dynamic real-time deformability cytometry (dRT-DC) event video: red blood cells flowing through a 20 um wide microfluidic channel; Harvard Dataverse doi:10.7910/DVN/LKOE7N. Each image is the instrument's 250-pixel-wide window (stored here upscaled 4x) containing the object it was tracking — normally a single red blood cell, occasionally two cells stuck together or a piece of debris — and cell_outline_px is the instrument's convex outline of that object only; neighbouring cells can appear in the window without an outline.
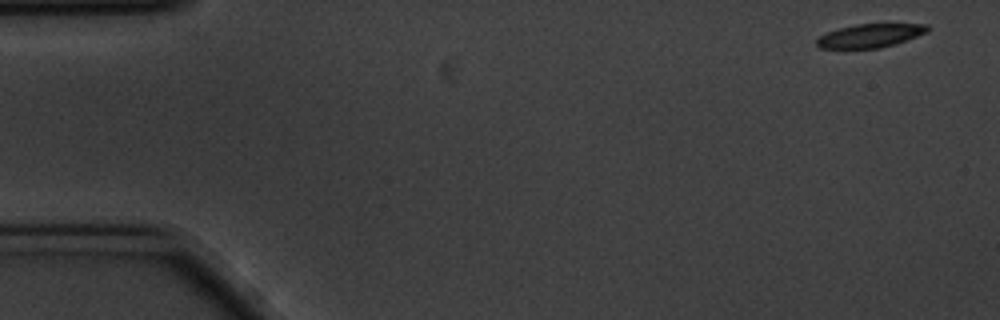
{"species": "common noctule bat (a hibernating species)", "species_latin": "Nyctalus noctula", "temperature_condition": "cold", "stored_images_in_passage": 56, "camera_frame_rate_fps": 3000, "um_per_image_px": 0.085, "animal": {"sex": "male", "body_mass_g": 20.1, "forearm_length_mm": 53.5}, "frame": {"image": 1, "passage_image": 1, "time_ms": 0.0, "image_size_px": [1000, 320], "cell_outline_px": [[928, 32], [880, 48], [820, 48], [816, 44], [816, 40], [820, 36], [828, 32], [840, 28], [856, 24], [928, 24]], "centroid_in_image_um": [73.94, 3.03], "position_along_channel_um": 11.1, "area_um2": 14.85}}
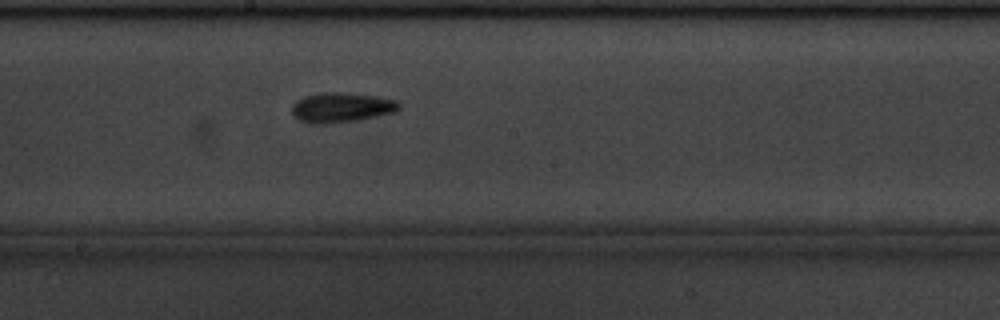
{"frame": {"image": 2, "passage_image": 29, "time_ms": 9.333, "image_size_px": [1000, 320], "cell_outline_px": [[400, 108], [396, 112], [356, 120], [328, 124], [308, 124], [292, 116], [292, 104], [296, 100], [304, 96], [320, 92], [344, 92], [376, 96], [396, 100], [400, 104]], "centroid_in_image_um": [28.98, 9.13], "position_along_channel_um": 219.2, "area_um2": 18.9}}
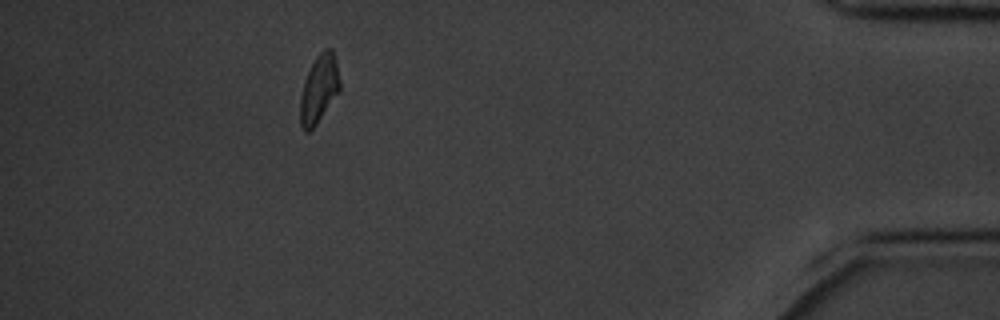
{"frame": {"image": 3, "passage_image": 50, "time_ms": 16.333, "image_size_px": [1000, 320], "cell_outline_px": [[340, 88], [316, 124], [308, 132], [304, 132], [300, 124], [300, 96], [304, 80], [316, 56], [324, 48], [332, 48], [340, 80]], "centroid_in_image_um": [27.09, 7.55], "position_along_channel_um": 408.1, "area_um2": 15.37}, "authors_computed_cell_mechanics": {"area_um2": 16.6464, "velocity_mm_per_s": 3.4801, "shape_relaxation_time_tau1_ms": null, "shape_relaxation_time_tau2_ms": 5.9531, "deformation_change_tau1": null, "deformation_change_tau2": 0.1458}}